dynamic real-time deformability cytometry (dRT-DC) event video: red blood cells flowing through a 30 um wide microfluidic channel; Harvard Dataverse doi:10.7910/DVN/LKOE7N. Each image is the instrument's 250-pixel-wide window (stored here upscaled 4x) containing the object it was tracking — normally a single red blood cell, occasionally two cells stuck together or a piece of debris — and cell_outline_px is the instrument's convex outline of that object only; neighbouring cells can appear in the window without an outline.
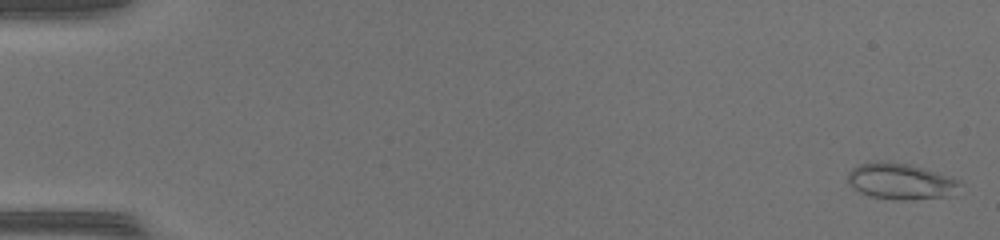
{"species": "common noctule bat (a hibernating species)", "species_latin": "Nyctalus noctula", "temperature_condition": "warm", "stored_images_in_passage": 48, "camera_frame_rate_fps": 3000, "um_per_image_px": 0.085, "animal": {"sex": "female", "body_mass_g": 17.0, "forearm_length_mm": 48.0}, "frame": {"image": 1, "passage_image": 1, "time_ms": 0.0, "image_size_px": [1000, 240], "cell_outline_px": [[960, 184], [948, 196], [908, 200], [896, 200], [872, 196], [860, 192], [848, 180], [848, 172], [852, 168], [860, 164], [876, 160], [884, 160], [908, 164], [952, 176], [960, 180]], "centroid_in_image_um": [76.55, 15.39], "position_along_channel_um": 8.5, "area_um2": 23.41}}
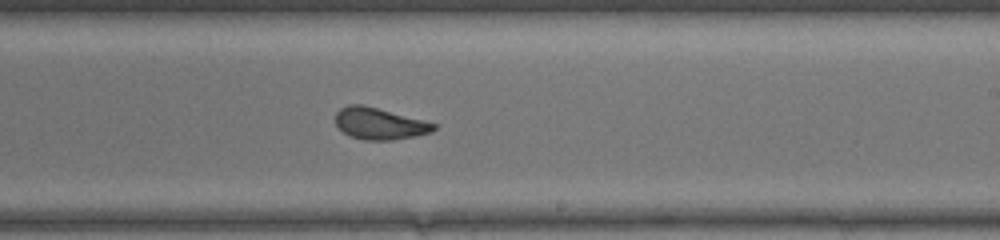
{"frame": {"image": 2, "passage_image": 30, "time_ms": 9.667, "image_size_px": [1000, 240], "cell_outline_px": [[436, 128], [432, 132], [392, 140], [364, 140], [352, 136], [344, 132], [336, 124], [336, 112], [340, 108], [348, 104], [364, 104], [424, 120], [436, 124]], "centroid_in_image_um": [32.25, 10.49], "position_along_channel_um": 256.8, "area_um2": 18.03}}
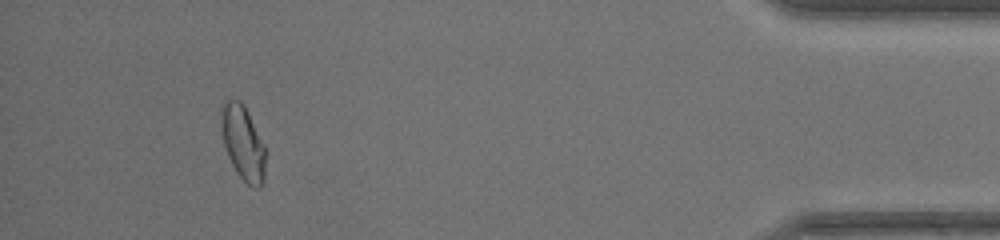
{"frame": {"image": 3, "passage_image": 45, "time_ms": 14.667, "image_size_px": [1000, 240], "cell_outline_px": [[268, 152], [264, 184], [260, 188], [252, 188], [236, 172], [228, 156], [224, 144], [220, 120], [220, 108], [224, 100], [240, 100], [244, 104]], "centroid_in_image_um": [20.69, 12.17], "position_along_channel_um": 414.5, "area_um2": 19.83}, "authors_computed_cell_mechanics": {"area_um2": 19.1896, "velocity_mm_per_s": 4.3625, "shape_relaxation_time_tau1_ms": 8.1714, "shape_relaxation_time_tau2_ms": 0.6421, "deformation_change_tau1": 0.2113, "deformation_change_tau2": 0.0625}}